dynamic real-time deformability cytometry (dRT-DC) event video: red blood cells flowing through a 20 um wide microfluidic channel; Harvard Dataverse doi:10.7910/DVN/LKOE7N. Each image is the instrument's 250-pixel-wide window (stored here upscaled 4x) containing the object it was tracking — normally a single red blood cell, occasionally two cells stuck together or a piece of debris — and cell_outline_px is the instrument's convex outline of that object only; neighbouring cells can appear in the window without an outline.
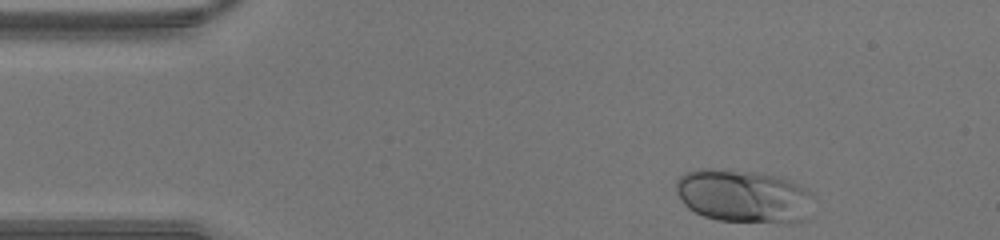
{"species": "human", "species_latin": "Homo sapiens", "temperature_condition": "warm", "stored_images_in_passage": 32, "camera_frame_rate_fps": 3000, "um_per_image_px": 0.085, "donor": {"sex": "male"}, "frame": {"image": 1, "passage_image": 1, "time_ms": 0.0, "image_size_px": [1000, 240], "cell_outline_px": [[816, 196], [804, 220], [720, 220], [704, 216], [688, 208], [684, 204], [676, 192], [676, 180], [684, 172], [700, 168], [708, 168], [752, 172], [780, 176], [800, 184], [812, 192]], "centroid_in_image_um": [63.18, 16.61], "position_along_channel_um": 21.8, "area_um2": 41.96}}
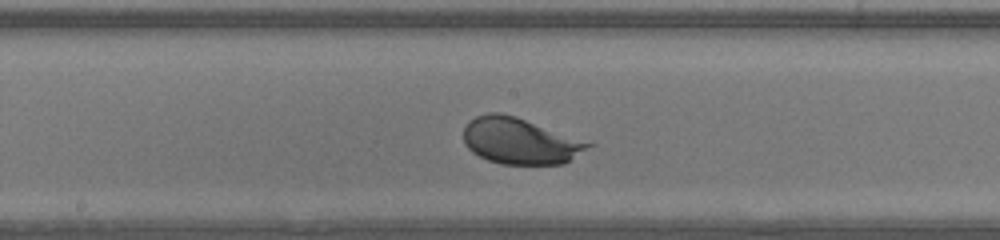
{"frame": {"image": 2, "passage_image": 18, "time_ms": 5.667, "image_size_px": [1000, 240], "cell_outline_px": [[592, 144], [588, 148], [564, 164], [500, 164], [488, 160], [472, 152], [464, 144], [464, 128], [468, 120], [476, 116], [488, 112], [500, 112], [516, 116]], "centroid_in_image_um": [44.12, 11.98], "position_along_channel_um": 204.1, "area_um2": 33.18}}
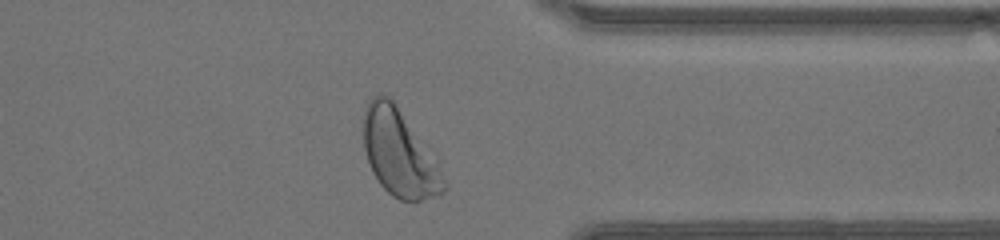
{"frame": {"image": 3, "passage_image": 30, "time_ms": 9.667, "image_size_px": [1000, 240], "cell_outline_px": [[448, 188], [444, 192], [420, 200], [400, 200], [392, 196], [380, 184], [372, 172], [364, 148], [364, 108], [368, 100], [376, 92], [380, 92], [388, 96], [392, 100]], "centroid_in_image_um": [33.8, 13.02], "position_along_channel_um": 377.6, "area_um2": 38.09}}